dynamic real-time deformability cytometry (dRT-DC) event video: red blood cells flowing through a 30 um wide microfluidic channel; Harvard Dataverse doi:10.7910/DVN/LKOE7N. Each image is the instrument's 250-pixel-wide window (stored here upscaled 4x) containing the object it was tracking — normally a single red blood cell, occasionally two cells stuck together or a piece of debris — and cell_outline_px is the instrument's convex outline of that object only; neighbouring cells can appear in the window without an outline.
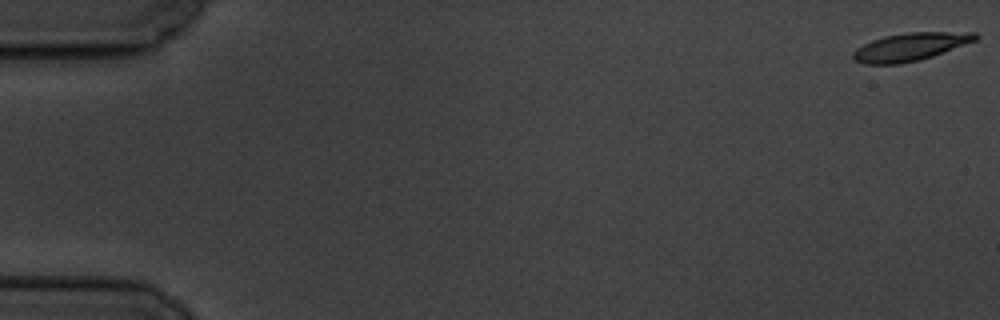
{"species": "common noctule bat (a hibernating species)", "species_latin": "Nyctalus noctula", "temperature_condition": "cold", "stored_images_in_passage": 5, "camera_frame_rate_fps": 3000, "um_per_image_px": 0.085, "animal": {"sex": "male", "body_mass_g": 19.5, "forearm_length_mm": 54.6}, "frame": {"image": 1, "passage_image": 1, "time_ms": 0.0, "image_size_px": [1000, 320], "cell_outline_px": [[980, 36], [976, 40], [932, 56], [920, 60], [900, 64], [864, 64], [856, 60], [852, 56], [852, 52], [856, 48], [872, 40], [884, 36], [908, 32], [976, 32]], "centroid_in_image_um": [77.37, 3.97], "position_along_channel_um": 7.6, "area_um2": 19.83}}
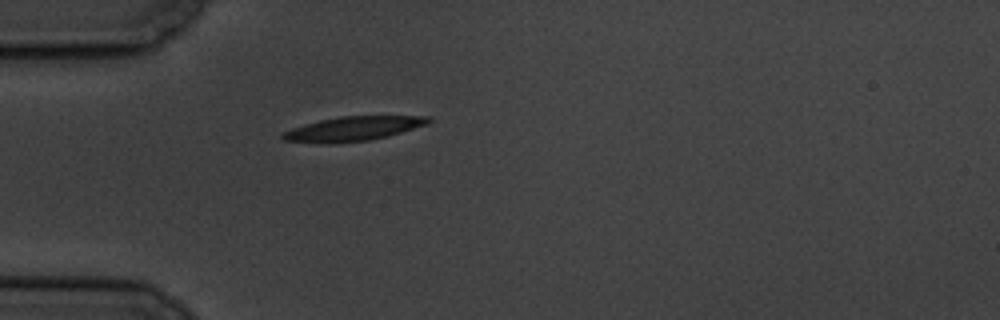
{"frame": {"image": 2, "passage_image": 5, "time_ms": 5.667, "image_size_px": [1000, 320], "cell_outline_px": [[432, 120], [428, 124], [388, 136], [368, 140], [332, 144], [284, 140], [280, 136], [284, 132], [292, 128], [304, 124], [320, 120], [340, 116], [432, 116]], "centroid_in_image_um": [30.04, 10.93], "position_along_channel_um": 55.0, "area_um2": 20.63}}